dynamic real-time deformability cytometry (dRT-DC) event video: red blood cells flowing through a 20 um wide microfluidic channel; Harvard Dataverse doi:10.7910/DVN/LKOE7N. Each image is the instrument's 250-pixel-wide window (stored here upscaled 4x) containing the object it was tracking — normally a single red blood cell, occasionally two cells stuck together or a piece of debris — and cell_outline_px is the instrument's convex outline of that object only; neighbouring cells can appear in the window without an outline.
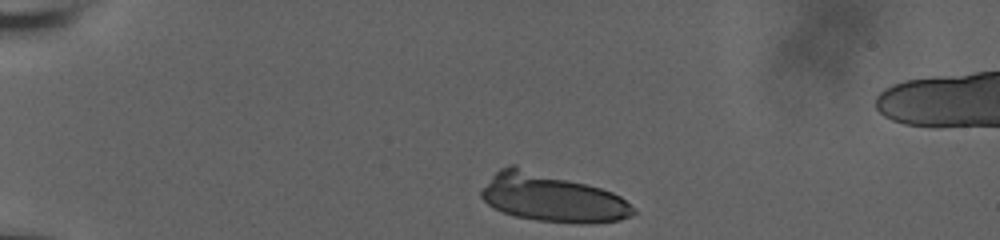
{"species": "human", "species_latin": "Homo sapiens", "temperature_condition": "room temperature", "stored_images_in_passage": 37, "camera_frame_rate_fps": 3000, "um_per_image_px": 0.085, "donor": {"sex": "male"}, "frame": {"image": 1, "passage_image": 1, "time_ms": 0.0, "image_size_px": [1000, 240], "cell_outline_px": [[636, 212], [632, 216], [620, 220], [584, 224], [580, 224], [536, 220], [516, 216], [504, 212], [488, 204], [480, 196], [480, 192], [492, 176], [500, 168], [508, 164], [516, 164], [600, 188], [612, 192], [620, 196]], "centroid_in_image_um": [46.9, 16.8], "position_along_channel_um": 38.1, "area_um2": 42.48}}
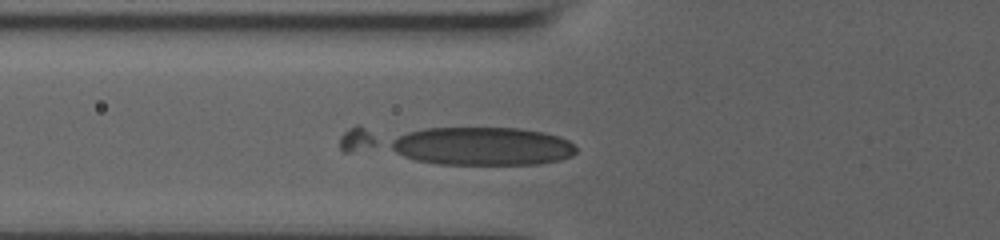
{"frame": {"image": 2, "passage_image": 10, "time_ms": 3.0, "image_size_px": [1000, 240], "cell_outline_px": [[576, 152], [572, 156], [560, 160], [540, 164], [436, 164], [344, 152], [340, 148], [340, 136], [348, 128], [356, 124], [360, 124], [520, 128], [544, 132], [560, 136], [568, 140], [576, 148]], "centroid_in_image_um": [38.78, 12.27], "position_along_channel_um": 87.0, "area_um2": 55.66}}
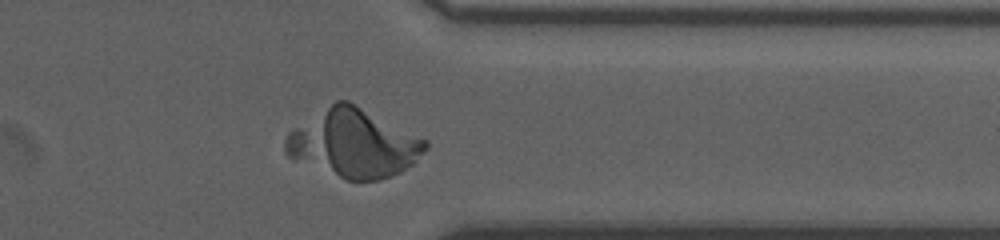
{"frame": {"image": 3, "passage_image": 34, "time_ms": 11.0, "image_size_px": [1000, 240], "cell_outline_px": [[428, 148], [412, 164], [400, 172], [380, 180], [348, 180], [292, 160], [284, 152], [284, 140], [288, 132], [292, 128], [336, 100], [348, 100], [428, 140]], "centroid_in_image_um": [30.03, 12.18], "position_along_channel_um": 381.4, "area_um2": 55.49}, "authors_computed_cell_mechanics": {"area_um2": 39.8242, "velocity_mm_per_s": 3.6839, "shape_relaxation_time_tau1_ms": 3.3319, "shape_relaxation_time_tau2_ms": null, "deformation_change_tau1": null, "deformation_change_tau2": null}}